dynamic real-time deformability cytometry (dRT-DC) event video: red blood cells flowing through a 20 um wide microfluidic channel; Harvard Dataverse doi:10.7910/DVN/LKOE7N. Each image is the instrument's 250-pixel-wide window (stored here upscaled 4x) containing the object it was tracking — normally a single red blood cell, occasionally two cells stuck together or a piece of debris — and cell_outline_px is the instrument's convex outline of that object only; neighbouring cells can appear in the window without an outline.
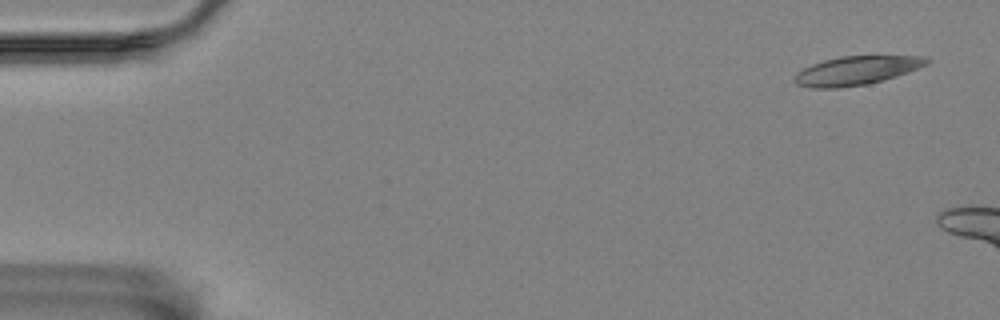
{"species": "Egyptian fruit bat (a non-hibernating species)", "species_latin": "Rousettus aegyptiacus", "temperature_condition": "room temperature", "stored_images_in_passage": 4, "camera_frame_rate_fps": 3000, "um_per_image_px": 0.085, "animal": {"sex": "female"}, "frame": {"image": 1, "passage_image": 1, "time_ms": 0.0, "image_size_px": [1000, 320], "cell_outline_px": [[928, 64], [908, 72], [896, 76], [868, 84], [840, 88], [812, 88], [796, 84], [792, 80], [796, 72], [812, 64], [824, 60], [840, 56], [924, 56], [928, 60]], "centroid_in_image_um": [72.75, 6.0], "position_along_channel_um": 12.3, "area_um2": 22.14}}